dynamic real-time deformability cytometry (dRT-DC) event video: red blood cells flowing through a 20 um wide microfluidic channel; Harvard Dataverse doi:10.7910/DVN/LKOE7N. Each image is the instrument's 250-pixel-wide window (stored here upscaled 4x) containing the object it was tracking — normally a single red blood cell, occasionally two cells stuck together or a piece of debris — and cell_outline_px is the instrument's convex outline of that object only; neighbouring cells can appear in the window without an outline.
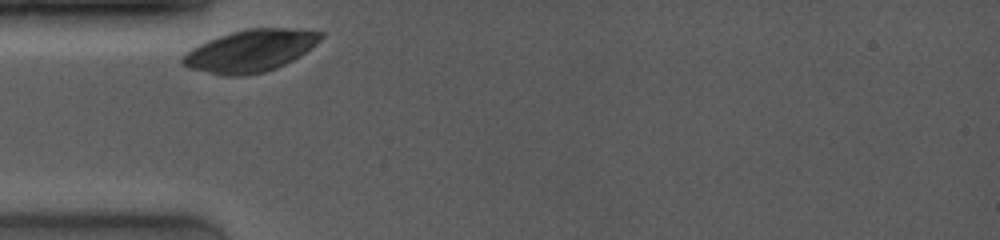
{"species": "common noctule bat (a hibernating species)", "species_latin": "Nyctalus noctula", "temperature_condition": "room temperature", "stored_images_in_passage": 4, "camera_frame_rate_fps": 4000, "um_per_image_px": 0.085, "animal": {"sex": "female", "body_mass_g": 19.0, "forearm_length_mm": 53.3}, "frame": {"image": 1, "passage_image": 1, "time_ms": 0.0, "image_size_px": [1000, 240], "cell_outline_px": [[324, 36], [316, 44], [300, 56], [276, 68], [264, 72], [244, 76], [228, 76], [188, 68], [180, 64], [180, 56], [192, 48], [208, 40], [232, 32], [248, 28], [284, 28], [324, 32]], "centroid_in_image_um": [21.26, 4.32], "position_along_channel_um": 63.7, "area_um2": 33.76}}